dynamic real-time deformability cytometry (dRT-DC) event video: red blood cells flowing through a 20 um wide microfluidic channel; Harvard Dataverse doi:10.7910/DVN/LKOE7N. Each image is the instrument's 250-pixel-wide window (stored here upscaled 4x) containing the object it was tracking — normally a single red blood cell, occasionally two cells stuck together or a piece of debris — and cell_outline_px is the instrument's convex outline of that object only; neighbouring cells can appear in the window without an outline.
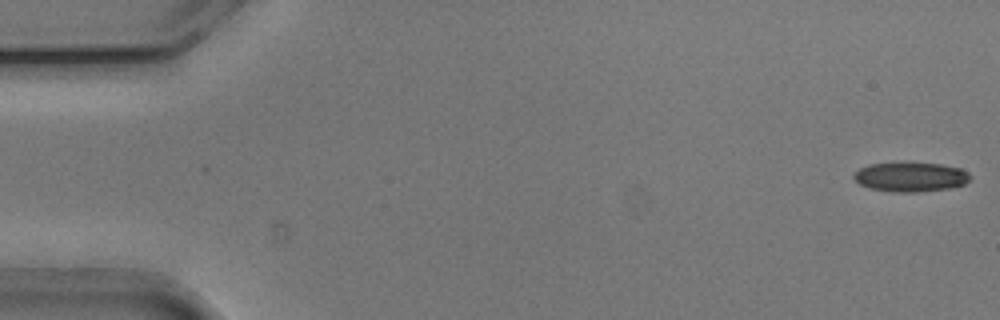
{"species": "common noctule bat (a hibernating species)", "species_latin": "Nyctalus noctula", "temperature_condition": "cold", "stored_images_in_passage": 53, "camera_frame_rate_fps": 3000, "um_per_image_px": 0.085, "animal": {"sex": "male", "body_mass_g": 20.5, "forearm_length_mm": 52.5}, "frame": {"image": 1, "passage_image": 1, "time_ms": 0.0, "image_size_px": [1000, 320], "cell_outline_px": [[972, 176], [964, 184], [948, 188], [916, 192], [892, 192], [868, 188], [860, 184], [852, 176], [860, 168], [868, 164], [912, 160], [940, 164], [960, 168], [968, 172]], "centroid_in_image_um": [77.38, 15.0], "position_along_channel_um": 7.6, "area_um2": 20.58}}
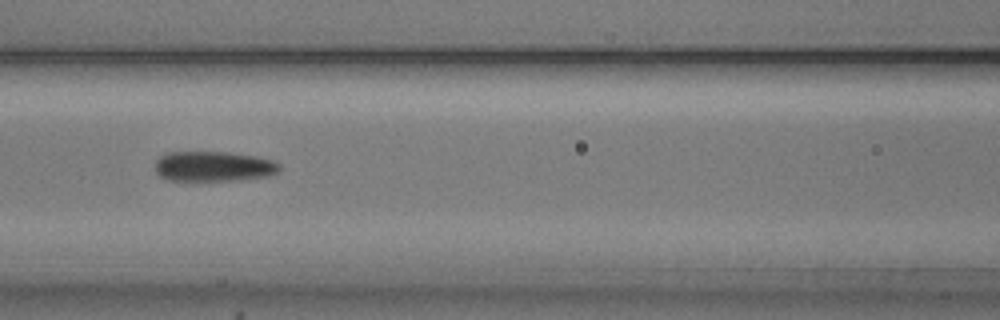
{"frame": {"image": 2, "passage_image": 23, "time_ms": 7.333, "image_size_px": [1000, 320], "cell_outline_px": [[280, 172], [268, 176], [240, 180], [168, 180], [160, 176], [156, 172], [156, 160], [160, 156], [168, 152], [228, 152], [256, 156], [276, 160], [280, 164]], "centroid_in_image_um": [18.21, 14.13], "position_along_channel_um": 148.4, "area_um2": 22.02}}
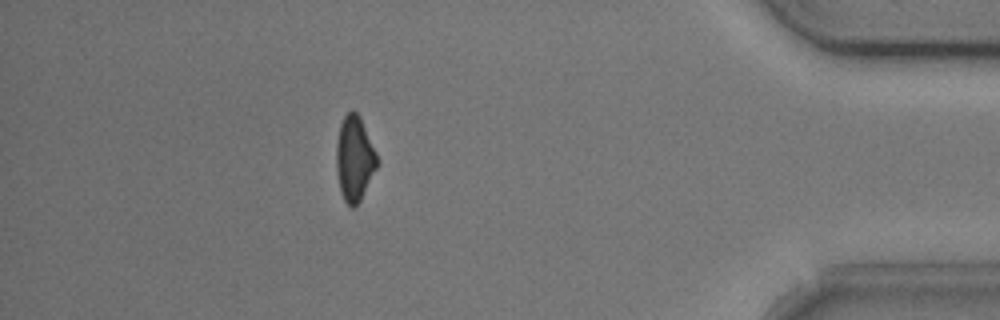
{"frame": {"image": 3, "passage_image": 47, "time_ms": 15.333, "image_size_px": [1000, 320], "cell_outline_px": [[380, 164], [360, 200], [352, 208], [344, 200], [340, 192], [336, 172], [336, 144], [340, 124], [344, 116], [352, 108], [360, 116], [376, 152]], "centroid_in_image_um": [30.13, 13.47], "position_along_channel_um": 405.1, "area_um2": 20.46}, "authors_computed_cell_mechanics": {"area_um2": 21.6172, "velocity_mm_per_s": 3.791, "shape_relaxation_time_tau1_ms": 5.0463, "shape_relaxation_time_tau2_ms": 6.5999, "deformation_change_tau1": 0.1286, "deformation_change_tau2": 0.122}}